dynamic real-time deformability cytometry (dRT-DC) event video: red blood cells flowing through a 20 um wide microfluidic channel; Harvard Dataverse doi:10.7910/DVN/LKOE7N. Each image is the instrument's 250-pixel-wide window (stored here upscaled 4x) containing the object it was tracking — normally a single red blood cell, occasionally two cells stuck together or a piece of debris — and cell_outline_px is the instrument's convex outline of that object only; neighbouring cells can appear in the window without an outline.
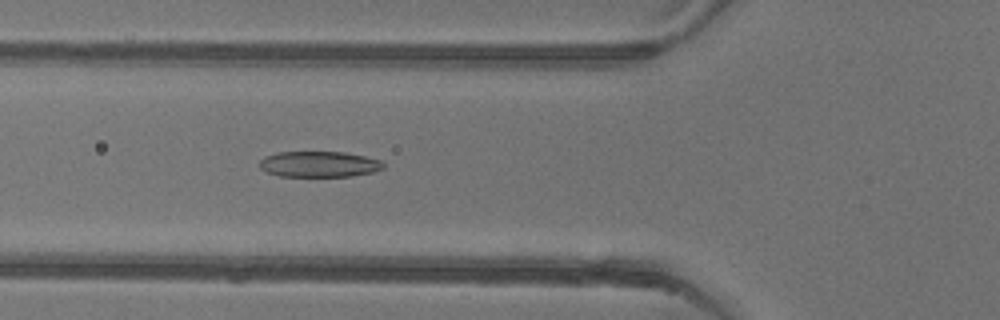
{"species": "common noctule bat (a hibernating species)", "species_latin": "Nyctalus noctula", "temperature_condition": "warm", "stored_images_in_passage": 47, "camera_frame_rate_fps": 3000, "um_per_image_px": 0.085, "animal": {"sex": "female"}, "frame": {"image": 1, "passage_image": 14, "time_ms": 4.333, "image_size_px": [1000, 320], "cell_outline_px": [[384, 168], [372, 172], [352, 176], [280, 176], [268, 172], [260, 168], [260, 160], [264, 156], [280, 152], [344, 152], [364, 156], [380, 160], [384, 164]], "centroid_in_image_um": [27.12, 13.95], "position_along_channel_um": 98.7, "area_um2": 18.5}}
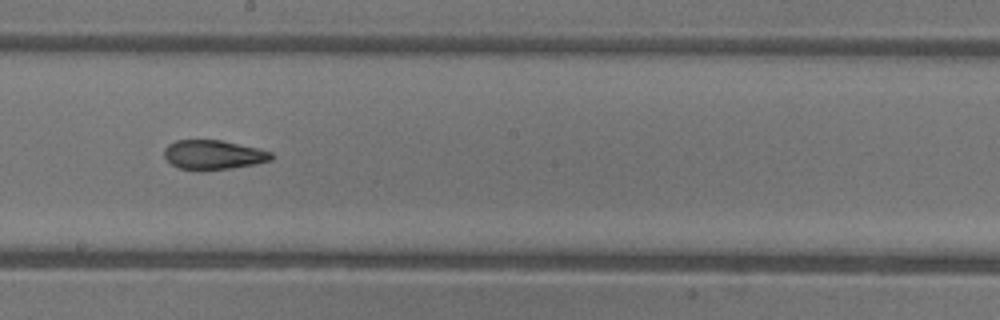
{"frame": {"image": 2, "passage_image": 24, "time_ms": 7.667, "image_size_px": [1000, 320], "cell_outline_px": [[276, 156], [272, 160], [256, 164], [232, 168], [180, 168], [172, 164], [164, 156], [164, 148], [168, 144], [176, 140], [220, 140], [260, 148], [272, 152]], "centroid_in_image_um": [18.21, 13.12], "position_along_channel_um": 230.0, "area_um2": 18.03}}
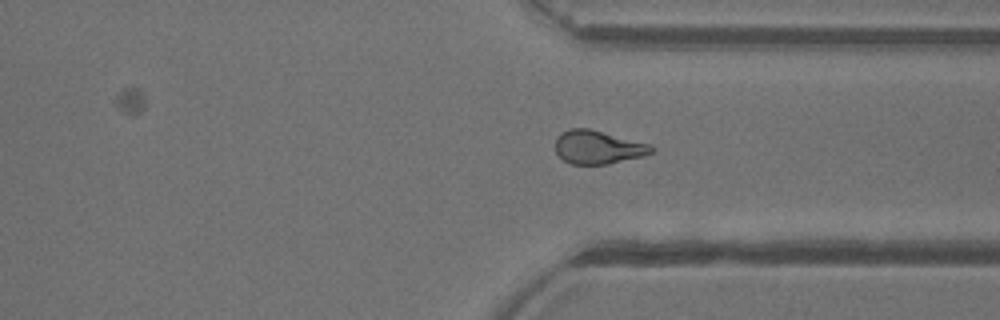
{"frame": {"image": 3, "passage_image": 34, "time_ms": 11.0, "image_size_px": [1000, 320], "cell_outline_px": [[656, 148], [652, 152], [644, 156], [608, 164], [572, 164], [564, 160], [556, 152], [556, 136], [560, 132], [572, 128], [588, 128], [652, 144]], "centroid_in_image_um": [50.85, 12.5], "position_along_channel_um": 360.5, "area_um2": 18.84}, "authors_computed_cell_mechanics": {"area_um2": 19.363, "velocity_mm_per_s": 3.9241, "shape_relaxation_time_tau1_ms": null, "shape_relaxation_time_tau2_ms": 2.9331, "deformation_change_tau1": null, "deformation_change_tau2": 0.1105}}